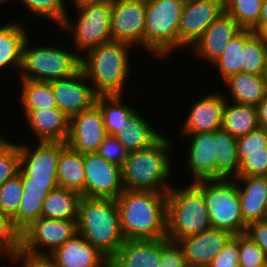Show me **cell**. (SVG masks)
I'll list each match as a JSON object with an SVG mask.
<instances>
[{"label": "cell", "instance_id": "obj_1", "mask_svg": "<svg viewBox=\"0 0 267 267\" xmlns=\"http://www.w3.org/2000/svg\"><path fill=\"white\" fill-rule=\"evenodd\" d=\"M115 200L125 240L166 238V193L124 190Z\"/></svg>", "mask_w": 267, "mask_h": 267}, {"label": "cell", "instance_id": "obj_2", "mask_svg": "<svg viewBox=\"0 0 267 267\" xmlns=\"http://www.w3.org/2000/svg\"><path fill=\"white\" fill-rule=\"evenodd\" d=\"M77 231L111 259L125 241L116 200L81 196L78 203Z\"/></svg>", "mask_w": 267, "mask_h": 267}, {"label": "cell", "instance_id": "obj_3", "mask_svg": "<svg viewBox=\"0 0 267 267\" xmlns=\"http://www.w3.org/2000/svg\"><path fill=\"white\" fill-rule=\"evenodd\" d=\"M170 140L164 135L152 146L128 152L122 167L124 190H151L166 193L172 188L166 182L172 173Z\"/></svg>", "mask_w": 267, "mask_h": 267}, {"label": "cell", "instance_id": "obj_4", "mask_svg": "<svg viewBox=\"0 0 267 267\" xmlns=\"http://www.w3.org/2000/svg\"><path fill=\"white\" fill-rule=\"evenodd\" d=\"M128 47L124 42L110 41L87 51L82 56L81 69L92 81L94 92L99 95H121L129 72Z\"/></svg>", "mask_w": 267, "mask_h": 267}, {"label": "cell", "instance_id": "obj_5", "mask_svg": "<svg viewBox=\"0 0 267 267\" xmlns=\"http://www.w3.org/2000/svg\"><path fill=\"white\" fill-rule=\"evenodd\" d=\"M186 187L166 194V237L175 242L211 228L202 192L192 182Z\"/></svg>", "mask_w": 267, "mask_h": 267}, {"label": "cell", "instance_id": "obj_6", "mask_svg": "<svg viewBox=\"0 0 267 267\" xmlns=\"http://www.w3.org/2000/svg\"><path fill=\"white\" fill-rule=\"evenodd\" d=\"M192 183L203 194L212 228L225 230L233 236L245 233L247 224L234 179L198 180Z\"/></svg>", "mask_w": 267, "mask_h": 267}, {"label": "cell", "instance_id": "obj_7", "mask_svg": "<svg viewBox=\"0 0 267 267\" xmlns=\"http://www.w3.org/2000/svg\"><path fill=\"white\" fill-rule=\"evenodd\" d=\"M185 0L146 1L145 50L163 56L178 48V28Z\"/></svg>", "mask_w": 267, "mask_h": 267}, {"label": "cell", "instance_id": "obj_8", "mask_svg": "<svg viewBox=\"0 0 267 267\" xmlns=\"http://www.w3.org/2000/svg\"><path fill=\"white\" fill-rule=\"evenodd\" d=\"M28 41L22 50V80L51 82L70 77L80 69V55L49 45L30 49Z\"/></svg>", "mask_w": 267, "mask_h": 267}, {"label": "cell", "instance_id": "obj_9", "mask_svg": "<svg viewBox=\"0 0 267 267\" xmlns=\"http://www.w3.org/2000/svg\"><path fill=\"white\" fill-rule=\"evenodd\" d=\"M77 23L72 24L66 16L60 26L72 33L74 42L79 50L89 51L102 44L112 41L111 38V11L112 0L88 4L79 7Z\"/></svg>", "mask_w": 267, "mask_h": 267}, {"label": "cell", "instance_id": "obj_10", "mask_svg": "<svg viewBox=\"0 0 267 267\" xmlns=\"http://www.w3.org/2000/svg\"><path fill=\"white\" fill-rule=\"evenodd\" d=\"M77 231V220H59L39 217L21 232V251L33 256H49ZM47 247L50 252L39 251ZM38 247V248H37Z\"/></svg>", "mask_w": 267, "mask_h": 267}, {"label": "cell", "instance_id": "obj_11", "mask_svg": "<svg viewBox=\"0 0 267 267\" xmlns=\"http://www.w3.org/2000/svg\"><path fill=\"white\" fill-rule=\"evenodd\" d=\"M84 197L116 199L123 191L122 167L106 161L96 152L84 153Z\"/></svg>", "mask_w": 267, "mask_h": 267}, {"label": "cell", "instance_id": "obj_12", "mask_svg": "<svg viewBox=\"0 0 267 267\" xmlns=\"http://www.w3.org/2000/svg\"><path fill=\"white\" fill-rule=\"evenodd\" d=\"M65 142L39 141L35 150L19 144L20 170L28 177V184L58 185L57 164Z\"/></svg>", "mask_w": 267, "mask_h": 267}, {"label": "cell", "instance_id": "obj_13", "mask_svg": "<svg viewBox=\"0 0 267 267\" xmlns=\"http://www.w3.org/2000/svg\"><path fill=\"white\" fill-rule=\"evenodd\" d=\"M146 1L112 0V41L145 48Z\"/></svg>", "mask_w": 267, "mask_h": 267}, {"label": "cell", "instance_id": "obj_14", "mask_svg": "<svg viewBox=\"0 0 267 267\" xmlns=\"http://www.w3.org/2000/svg\"><path fill=\"white\" fill-rule=\"evenodd\" d=\"M224 13V0H185L178 28V48L188 47Z\"/></svg>", "mask_w": 267, "mask_h": 267}, {"label": "cell", "instance_id": "obj_15", "mask_svg": "<svg viewBox=\"0 0 267 267\" xmlns=\"http://www.w3.org/2000/svg\"><path fill=\"white\" fill-rule=\"evenodd\" d=\"M107 136L102 111L95 103L70 118V132L66 144L80 153H92L97 151Z\"/></svg>", "mask_w": 267, "mask_h": 267}, {"label": "cell", "instance_id": "obj_16", "mask_svg": "<svg viewBox=\"0 0 267 267\" xmlns=\"http://www.w3.org/2000/svg\"><path fill=\"white\" fill-rule=\"evenodd\" d=\"M85 81H87L86 75L80 68L70 77L50 82L57 107L69 118L96 103L98 95L92 86L84 84Z\"/></svg>", "mask_w": 267, "mask_h": 267}, {"label": "cell", "instance_id": "obj_17", "mask_svg": "<svg viewBox=\"0 0 267 267\" xmlns=\"http://www.w3.org/2000/svg\"><path fill=\"white\" fill-rule=\"evenodd\" d=\"M232 236L225 230L211 227L177 242L189 267H207Z\"/></svg>", "mask_w": 267, "mask_h": 267}, {"label": "cell", "instance_id": "obj_18", "mask_svg": "<svg viewBox=\"0 0 267 267\" xmlns=\"http://www.w3.org/2000/svg\"><path fill=\"white\" fill-rule=\"evenodd\" d=\"M242 28L227 13L219 16L193 44V51L203 59L213 63L226 49L229 41L235 37Z\"/></svg>", "mask_w": 267, "mask_h": 267}, {"label": "cell", "instance_id": "obj_19", "mask_svg": "<svg viewBox=\"0 0 267 267\" xmlns=\"http://www.w3.org/2000/svg\"><path fill=\"white\" fill-rule=\"evenodd\" d=\"M48 257L55 267H101L109 260L78 233Z\"/></svg>", "mask_w": 267, "mask_h": 267}, {"label": "cell", "instance_id": "obj_20", "mask_svg": "<svg viewBox=\"0 0 267 267\" xmlns=\"http://www.w3.org/2000/svg\"><path fill=\"white\" fill-rule=\"evenodd\" d=\"M222 94H208L193 105L185 125L183 134L210 132L222 127L223 109L227 97Z\"/></svg>", "mask_w": 267, "mask_h": 267}, {"label": "cell", "instance_id": "obj_21", "mask_svg": "<svg viewBox=\"0 0 267 267\" xmlns=\"http://www.w3.org/2000/svg\"><path fill=\"white\" fill-rule=\"evenodd\" d=\"M191 138L188 168L195 181L216 179V148L214 131L184 134Z\"/></svg>", "mask_w": 267, "mask_h": 267}, {"label": "cell", "instance_id": "obj_22", "mask_svg": "<svg viewBox=\"0 0 267 267\" xmlns=\"http://www.w3.org/2000/svg\"><path fill=\"white\" fill-rule=\"evenodd\" d=\"M25 116L39 141L66 143L70 132V118L58 107L25 110Z\"/></svg>", "mask_w": 267, "mask_h": 267}, {"label": "cell", "instance_id": "obj_23", "mask_svg": "<svg viewBox=\"0 0 267 267\" xmlns=\"http://www.w3.org/2000/svg\"><path fill=\"white\" fill-rule=\"evenodd\" d=\"M234 180L237 182L244 222L249 225L263 220L267 213V176H237ZM239 180L246 183L243 189L238 184Z\"/></svg>", "mask_w": 267, "mask_h": 267}, {"label": "cell", "instance_id": "obj_24", "mask_svg": "<svg viewBox=\"0 0 267 267\" xmlns=\"http://www.w3.org/2000/svg\"><path fill=\"white\" fill-rule=\"evenodd\" d=\"M110 260L117 267H160V239L125 240Z\"/></svg>", "mask_w": 267, "mask_h": 267}, {"label": "cell", "instance_id": "obj_25", "mask_svg": "<svg viewBox=\"0 0 267 267\" xmlns=\"http://www.w3.org/2000/svg\"><path fill=\"white\" fill-rule=\"evenodd\" d=\"M56 178L58 187L78 192L84 197L85 170L83 153L75 151L66 145L60 151Z\"/></svg>", "mask_w": 267, "mask_h": 267}, {"label": "cell", "instance_id": "obj_26", "mask_svg": "<svg viewBox=\"0 0 267 267\" xmlns=\"http://www.w3.org/2000/svg\"><path fill=\"white\" fill-rule=\"evenodd\" d=\"M235 103L257 106L267 94L263 75L239 72L225 80Z\"/></svg>", "mask_w": 267, "mask_h": 267}, {"label": "cell", "instance_id": "obj_27", "mask_svg": "<svg viewBox=\"0 0 267 267\" xmlns=\"http://www.w3.org/2000/svg\"><path fill=\"white\" fill-rule=\"evenodd\" d=\"M162 136L136 110L131 114V123L115 135L128 152L146 149Z\"/></svg>", "mask_w": 267, "mask_h": 267}, {"label": "cell", "instance_id": "obj_28", "mask_svg": "<svg viewBox=\"0 0 267 267\" xmlns=\"http://www.w3.org/2000/svg\"><path fill=\"white\" fill-rule=\"evenodd\" d=\"M78 192L57 187L44 198L41 217L59 220H77Z\"/></svg>", "mask_w": 267, "mask_h": 267}, {"label": "cell", "instance_id": "obj_29", "mask_svg": "<svg viewBox=\"0 0 267 267\" xmlns=\"http://www.w3.org/2000/svg\"><path fill=\"white\" fill-rule=\"evenodd\" d=\"M27 34L19 22L0 26V69L11 64L21 68L23 46L29 39Z\"/></svg>", "mask_w": 267, "mask_h": 267}, {"label": "cell", "instance_id": "obj_30", "mask_svg": "<svg viewBox=\"0 0 267 267\" xmlns=\"http://www.w3.org/2000/svg\"><path fill=\"white\" fill-rule=\"evenodd\" d=\"M216 148V179L238 176L240 162L237 157V138L220 128L214 131ZM229 176V177H228Z\"/></svg>", "mask_w": 267, "mask_h": 267}, {"label": "cell", "instance_id": "obj_31", "mask_svg": "<svg viewBox=\"0 0 267 267\" xmlns=\"http://www.w3.org/2000/svg\"><path fill=\"white\" fill-rule=\"evenodd\" d=\"M258 127L256 106L235 102L229 105L226 100L223 109L222 129L237 138L248 134Z\"/></svg>", "mask_w": 267, "mask_h": 267}, {"label": "cell", "instance_id": "obj_32", "mask_svg": "<svg viewBox=\"0 0 267 267\" xmlns=\"http://www.w3.org/2000/svg\"><path fill=\"white\" fill-rule=\"evenodd\" d=\"M121 95H99L96 104L102 111L105 129L110 136L131 123V114L135 111L130 105L122 104Z\"/></svg>", "mask_w": 267, "mask_h": 267}, {"label": "cell", "instance_id": "obj_33", "mask_svg": "<svg viewBox=\"0 0 267 267\" xmlns=\"http://www.w3.org/2000/svg\"><path fill=\"white\" fill-rule=\"evenodd\" d=\"M253 33V30L242 29L229 41L222 55L213 62L214 66L220 70L224 81L230 76L242 72L244 44Z\"/></svg>", "mask_w": 267, "mask_h": 267}, {"label": "cell", "instance_id": "obj_34", "mask_svg": "<svg viewBox=\"0 0 267 267\" xmlns=\"http://www.w3.org/2000/svg\"><path fill=\"white\" fill-rule=\"evenodd\" d=\"M22 85L20 97L24 110L51 109L57 107L56 98L50 82L22 80Z\"/></svg>", "mask_w": 267, "mask_h": 267}, {"label": "cell", "instance_id": "obj_35", "mask_svg": "<svg viewBox=\"0 0 267 267\" xmlns=\"http://www.w3.org/2000/svg\"><path fill=\"white\" fill-rule=\"evenodd\" d=\"M49 192L50 190L23 189L19 209L12 217L14 226L20 232L40 217L43 200Z\"/></svg>", "mask_w": 267, "mask_h": 267}, {"label": "cell", "instance_id": "obj_36", "mask_svg": "<svg viewBox=\"0 0 267 267\" xmlns=\"http://www.w3.org/2000/svg\"><path fill=\"white\" fill-rule=\"evenodd\" d=\"M263 0H224V12L242 29L255 30L260 25Z\"/></svg>", "mask_w": 267, "mask_h": 267}, {"label": "cell", "instance_id": "obj_37", "mask_svg": "<svg viewBox=\"0 0 267 267\" xmlns=\"http://www.w3.org/2000/svg\"><path fill=\"white\" fill-rule=\"evenodd\" d=\"M267 56V43L255 32L245 41L242 57V72L263 75Z\"/></svg>", "mask_w": 267, "mask_h": 267}, {"label": "cell", "instance_id": "obj_38", "mask_svg": "<svg viewBox=\"0 0 267 267\" xmlns=\"http://www.w3.org/2000/svg\"><path fill=\"white\" fill-rule=\"evenodd\" d=\"M23 193L22 171L0 186V212L11 218L17 213Z\"/></svg>", "mask_w": 267, "mask_h": 267}, {"label": "cell", "instance_id": "obj_39", "mask_svg": "<svg viewBox=\"0 0 267 267\" xmlns=\"http://www.w3.org/2000/svg\"><path fill=\"white\" fill-rule=\"evenodd\" d=\"M20 171L19 144L0 140V186Z\"/></svg>", "mask_w": 267, "mask_h": 267}, {"label": "cell", "instance_id": "obj_40", "mask_svg": "<svg viewBox=\"0 0 267 267\" xmlns=\"http://www.w3.org/2000/svg\"><path fill=\"white\" fill-rule=\"evenodd\" d=\"M7 1V0H4ZM20 1V0H19ZM32 13L52 19L62 25L67 16L64 0H21Z\"/></svg>", "mask_w": 267, "mask_h": 267}, {"label": "cell", "instance_id": "obj_41", "mask_svg": "<svg viewBox=\"0 0 267 267\" xmlns=\"http://www.w3.org/2000/svg\"><path fill=\"white\" fill-rule=\"evenodd\" d=\"M238 249L239 267H266L264 252L246 234L238 235Z\"/></svg>", "mask_w": 267, "mask_h": 267}, {"label": "cell", "instance_id": "obj_42", "mask_svg": "<svg viewBox=\"0 0 267 267\" xmlns=\"http://www.w3.org/2000/svg\"><path fill=\"white\" fill-rule=\"evenodd\" d=\"M240 162L238 176H267L266 151L237 152Z\"/></svg>", "mask_w": 267, "mask_h": 267}, {"label": "cell", "instance_id": "obj_43", "mask_svg": "<svg viewBox=\"0 0 267 267\" xmlns=\"http://www.w3.org/2000/svg\"><path fill=\"white\" fill-rule=\"evenodd\" d=\"M0 248L6 256L21 251V232L14 226L12 218L0 212Z\"/></svg>", "mask_w": 267, "mask_h": 267}, {"label": "cell", "instance_id": "obj_44", "mask_svg": "<svg viewBox=\"0 0 267 267\" xmlns=\"http://www.w3.org/2000/svg\"><path fill=\"white\" fill-rule=\"evenodd\" d=\"M160 267H189L178 242L160 239Z\"/></svg>", "mask_w": 267, "mask_h": 267}, {"label": "cell", "instance_id": "obj_45", "mask_svg": "<svg viewBox=\"0 0 267 267\" xmlns=\"http://www.w3.org/2000/svg\"><path fill=\"white\" fill-rule=\"evenodd\" d=\"M96 153L119 167H123L128 155L124 145L115 136L110 135L98 146Z\"/></svg>", "mask_w": 267, "mask_h": 267}, {"label": "cell", "instance_id": "obj_46", "mask_svg": "<svg viewBox=\"0 0 267 267\" xmlns=\"http://www.w3.org/2000/svg\"><path fill=\"white\" fill-rule=\"evenodd\" d=\"M267 129L258 127L248 134L237 137V152L266 151Z\"/></svg>", "mask_w": 267, "mask_h": 267}, {"label": "cell", "instance_id": "obj_47", "mask_svg": "<svg viewBox=\"0 0 267 267\" xmlns=\"http://www.w3.org/2000/svg\"><path fill=\"white\" fill-rule=\"evenodd\" d=\"M207 267H239L238 235L227 241Z\"/></svg>", "mask_w": 267, "mask_h": 267}, {"label": "cell", "instance_id": "obj_48", "mask_svg": "<svg viewBox=\"0 0 267 267\" xmlns=\"http://www.w3.org/2000/svg\"><path fill=\"white\" fill-rule=\"evenodd\" d=\"M244 234L262 249L267 258V223L263 220L250 223Z\"/></svg>", "mask_w": 267, "mask_h": 267}, {"label": "cell", "instance_id": "obj_49", "mask_svg": "<svg viewBox=\"0 0 267 267\" xmlns=\"http://www.w3.org/2000/svg\"><path fill=\"white\" fill-rule=\"evenodd\" d=\"M26 267H55V265L48 256L26 254Z\"/></svg>", "mask_w": 267, "mask_h": 267}, {"label": "cell", "instance_id": "obj_50", "mask_svg": "<svg viewBox=\"0 0 267 267\" xmlns=\"http://www.w3.org/2000/svg\"><path fill=\"white\" fill-rule=\"evenodd\" d=\"M256 107L258 125L261 128L267 129V94Z\"/></svg>", "mask_w": 267, "mask_h": 267}, {"label": "cell", "instance_id": "obj_51", "mask_svg": "<svg viewBox=\"0 0 267 267\" xmlns=\"http://www.w3.org/2000/svg\"><path fill=\"white\" fill-rule=\"evenodd\" d=\"M22 184L23 189H35V190H54L58 185H38L28 184V177L22 172Z\"/></svg>", "mask_w": 267, "mask_h": 267}, {"label": "cell", "instance_id": "obj_52", "mask_svg": "<svg viewBox=\"0 0 267 267\" xmlns=\"http://www.w3.org/2000/svg\"><path fill=\"white\" fill-rule=\"evenodd\" d=\"M254 32L264 41L267 43V20L263 21L255 30Z\"/></svg>", "mask_w": 267, "mask_h": 267}, {"label": "cell", "instance_id": "obj_53", "mask_svg": "<svg viewBox=\"0 0 267 267\" xmlns=\"http://www.w3.org/2000/svg\"><path fill=\"white\" fill-rule=\"evenodd\" d=\"M9 257H11L13 259V261H18V260H22L24 261L23 266L22 267H26V253L22 252V251H18L16 254L13 255H9ZM1 267H7V266H1Z\"/></svg>", "mask_w": 267, "mask_h": 267}, {"label": "cell", "instance_id": "obj_54", "mask_svg": "<svg viewBox=\"0 0 267 267\" xmlns=\"http://www.w3.org/2000/svg\"><path fill=\"white\" fill-rule=\"evenodd\" d=\"M104 1L106 0H73L77 8L88 5V4H95V3H100Z\"/></svg>", "mask_w": 267, "mask_h": 267}, {"label": "cell", "instance_id": "obj_55", "mask_svg": "<svg viewBox=\"0 0 267 267\" xmlns=\"http://www.w3.org/2000/svg\"><path fill=\"white\" fill-rule=\"evenodd\" d=\"M267 20V0H263L260 12V24Z\"/></svg>", "mask_w": 267, "mask_h": 267}, {"label": "cell", "instance_id": "obj_56", "mask_svg": "<svg viewBox=\"0 0 267 267\" xmlns=\"http://www.w3.org/2000/svg\"><path fill=\"white\" fill-rule=\"evenodd\" d=\"M101 267H117V266L109 259Z\"/></svg>", "mask_w": 267, "mask_h": 267}, {"label": "cell", "instance_id": "obj_57", "mask_svg": "<svg viewBox=\"0 0 267 267\" xmlns=\"http://www.w3.org/2000/svg\"><path fill=\"white\" fill-rule=\"evenodd\" d=\"M266 82H267V56H266V63H265V70H264V74H263Z\"/></svg>", "mask_w": 267, "mask_h": 267}, {"label": "cell", "instance_id": "obj_58", "mask_svg": "<svg viewBox=\"0 0 267 267\" xmlns=\"http://www.w3.org/2000/svg\"><path fill=\"white\" fill-rule=\"evenodd\" d=\"M263 221L267 223V213L265 214Z\"/></svg>", "mask_w": 267, "mask_h": 267}, {"label": "cell", "instance_id": "obj_59", "mask_svg": "<svg viewBox=\"0 0 267 267\" xmlns=\"http://www.w3.org/2000/svg\"><path fill=\"white\" fill-rule=\"evenodd\" d=\"M5 254V252L0 248V254Z\"/></svg>", "mask_w": 267, "mask_h": 267}, {"label": "cell", "instance_id": "obj_60", "mask_svg": "<svg viewBox=\"0 0 267 267\" xmlns=\"http://www.w3.org/2000/svg\"><path fill=\"white\" fill-rule=\"evenodd\" d=\"M5 1L4 0H0V5L2 4V3H4Z\"/></svg>", "mask_w": 267, "mask_h": 267}]
</instances>
